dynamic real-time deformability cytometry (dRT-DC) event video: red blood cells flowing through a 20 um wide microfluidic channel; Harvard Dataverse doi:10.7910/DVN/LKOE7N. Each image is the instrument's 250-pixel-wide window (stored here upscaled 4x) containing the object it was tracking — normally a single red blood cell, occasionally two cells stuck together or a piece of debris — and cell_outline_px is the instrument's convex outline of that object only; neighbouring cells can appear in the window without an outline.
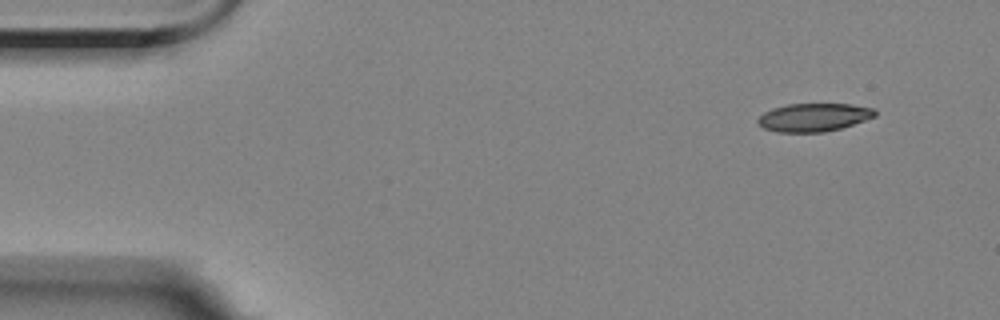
{"species": "Egyptian fruit bat (a non-hibernating species)", "species_latin": "Rousettus aegyptiacus", "temperature_condition": "room temperature", "stored_images_in_passage": 3, "camera_frame_rate_fps": 3000, "um_per_image_px": 0.085, "animal": {"sex": "female"}, "frame": {"image": 1, "passage_image": 3, "time_ms": 2.0, "image_size_px": [1000, 320], "cell_outline_px": [[876, 116], [840, 128], [824, 132], [776, 132], [764, 128], [756, 120], [764, 112], [772, 108], [788, 104], [852, 104], [872, 108], [876, 112]], "centroid_in_image_um": [69.15, 9.97], "position_along_channel_um": 15.9, "area_um2": 19.07}}